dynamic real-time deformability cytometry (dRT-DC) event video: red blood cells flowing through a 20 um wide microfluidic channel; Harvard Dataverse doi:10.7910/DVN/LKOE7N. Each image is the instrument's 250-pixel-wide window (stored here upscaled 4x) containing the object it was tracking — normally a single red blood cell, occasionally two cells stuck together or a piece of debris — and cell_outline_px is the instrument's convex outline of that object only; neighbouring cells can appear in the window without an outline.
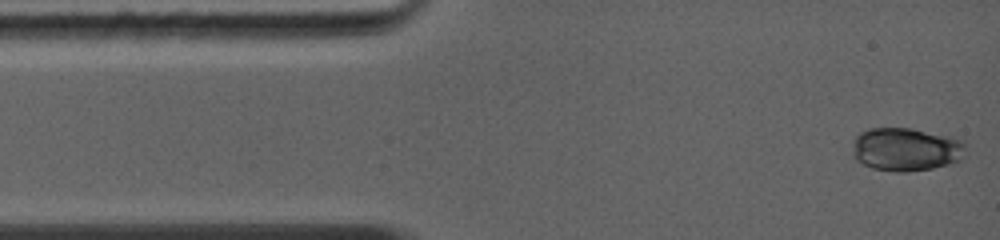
{"species": "common noctule bat (a hibernating species)", "species_latin": "Nyctalus noctula", "temperature_condition": "warm", "stored_images_in_passage": 42, "camera_frame_rate_fps": 5000, "um_per_image_px": 0.085, "animal": {"sex": "female", "body_mass_g": 19.0, "forearm_length_mm": 56.7}, "frame": {"image": 1, "passage_image": 1, "time_ms": 0.0, "image_size_px": [1000, 240], "cell_outline_px": [[968, 144], [964, 160], [932, 168], [904, 172], [896, 172], [872, 168], [856, 160], [852, 156], [852, 140], [860, 132], [872, 128], [912, 128], [952, 136]], "centroid_in_image_um": [77.04, 12.69], "position_along_channel_um": 8.0, "area_um2": 29.19}}
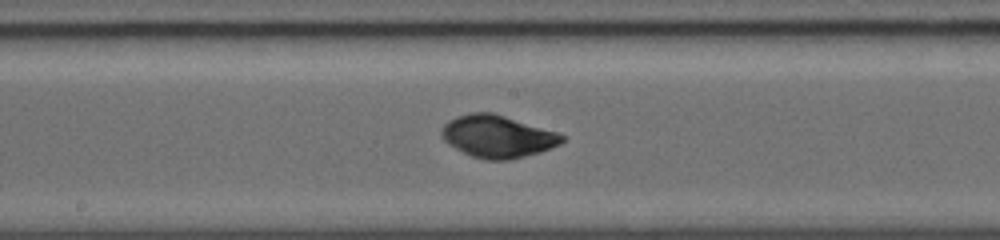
{"frame": {"image": 2, "passage_image": 24, "time_ms": 6.0, "image_size_px": [1000, 240], "cell_outline_px": [[568, 136], [560, 144], [540, 152], [508, 160], [484, 160], [472, 156], [448, 144], [440, 136], [440, 128], [448, 120], [456, 116], [468, 112], [492, 112], [560, 132]], "centroid_in_image_um": [42.3, 11.58], "position_along_channel_um": 205.9, "area_um2": 30.11}}
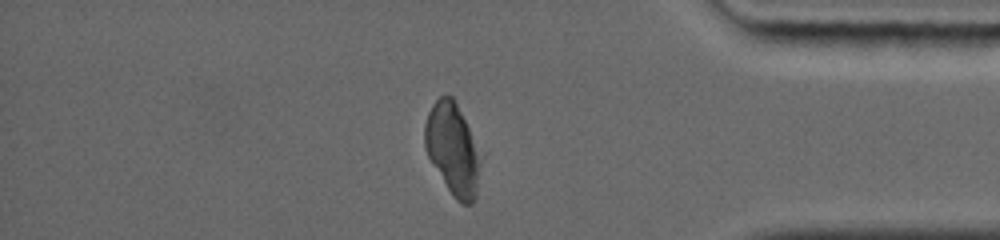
{"frame": {"image": 3, "passage_image": 42, "time_ms": 10.8, "image_size_px": [1000, 240], "cell_outline_px": [[476, 196], [472, 204], [464, 204], [456, 200], [452, 196], [428, 156], [424, 148], [424, 124], [428, 112], [432, 104], [440, 96], [452, 96], [468, 128], [476, 156]], "centroid_in_image_um": [38.36, 12.66], "position_along_channel_um": 396.8, "area_um2": 28.09}, "authors_computed_cell_mechanics": {"area_um2": 29.1023, "velocity_mm_per_s": 4.431, "shape_relaxation_time_tau1_ms": 4.0616, "shape_relaxation_time_tau2_ms": null, "deformation_change_tau1": 0.1114, "deformation_change_tau2": null}}